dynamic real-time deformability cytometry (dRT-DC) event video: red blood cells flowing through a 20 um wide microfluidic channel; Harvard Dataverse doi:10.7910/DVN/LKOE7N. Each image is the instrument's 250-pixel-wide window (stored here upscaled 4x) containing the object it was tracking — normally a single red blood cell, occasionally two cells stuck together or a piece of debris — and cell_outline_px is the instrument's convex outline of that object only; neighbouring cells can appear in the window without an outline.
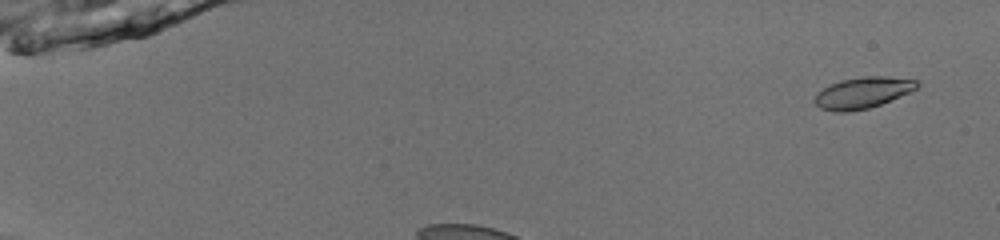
{"species": "common noctule bat (a hibernating species)", "species_latin": "Nyctalus noctula", "temperature_condition": "room temperature", "stored_images_in_passage": 41, "camera_frame_rate_fps": 3000, "um_per_image_px": 0.085, "animal": {"sex": "male", "body_mass_g": 13.0, "forearm_length_mm": 53.1}, "frame": {"image": 1, "passage_image": 4, "time_ms": 1.0, "image_size_px": [1000, 240], "cell_outline_px": [[920, 84], [916, 88], [908, 92], [880, 104], [868, 108], [848, 112], [836, 112], [820, 108], [816, 104], [816, 92], [828, 84], [840, 80], [864, 76], [884, 76], [916, 80]], "centroid_in_image_um": [73.28, 7.87], "position_along_channel_um": 11.7, "area_um2": 18.44}}
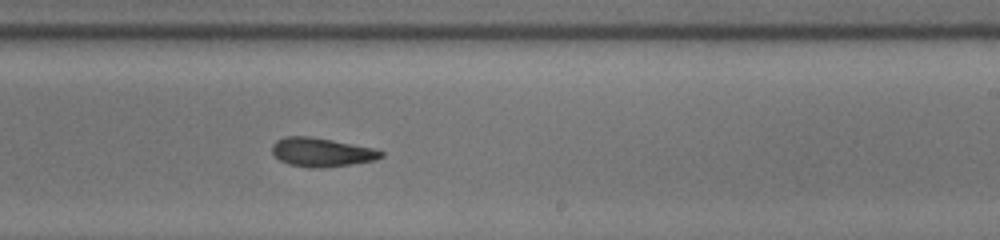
{"frame": {"image": 2, "passage_image": 23, "time_ms": 7.333, "image_size_px": [1000, 240], "cell_outline_px": [[384, 156], [376, 160], [352, 164], [320, 168], [308, 168], [288, 164], [280, 160], [272, 152], [272, 144], [276, 140], [284, 136], [308, 136], [332, 140], [376, 148], [384, 152]], "centroid_in_image_um": [27.35, 12.94], "position_along_channel_um": 261.6, "area_um2": 18.5}}
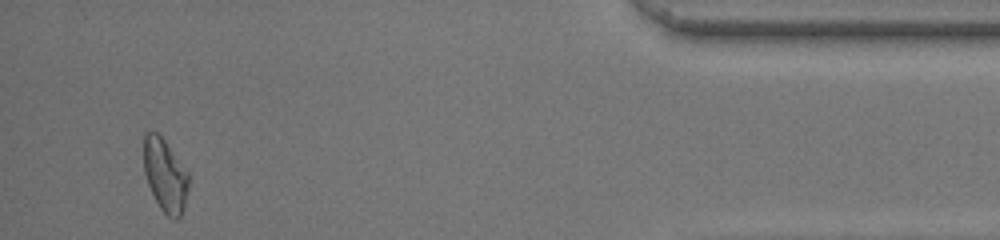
{"frame": {"image": 3, "passage_image": 39, "time_ms": 12.667, "image_size_px": [1000, 240], "cell_outline_px": [[188, 192], [184, 208], [180, 216], [176, 220], [168, 216], [160, 208], [148, 184], [144, 172], [144, 132], [156, 132], [164, 140], [188, 172]], "centroid_in_image_um": [14.04, 14.91], "position_along_channel_um": 421.2, "area_um2": 18.84}, "authors_computed_cell_mechanics": {"area_um2": 18.3804, "velocity_mm_per_s": 3.9975, "shape_relaxation_time_tau1_ms": 6.1477, "shape_relaxation_time_tau2_ms": 3.4751, "deformation_change_tau1": 0.1706, "deformation_change_tau2": 0.1005}}